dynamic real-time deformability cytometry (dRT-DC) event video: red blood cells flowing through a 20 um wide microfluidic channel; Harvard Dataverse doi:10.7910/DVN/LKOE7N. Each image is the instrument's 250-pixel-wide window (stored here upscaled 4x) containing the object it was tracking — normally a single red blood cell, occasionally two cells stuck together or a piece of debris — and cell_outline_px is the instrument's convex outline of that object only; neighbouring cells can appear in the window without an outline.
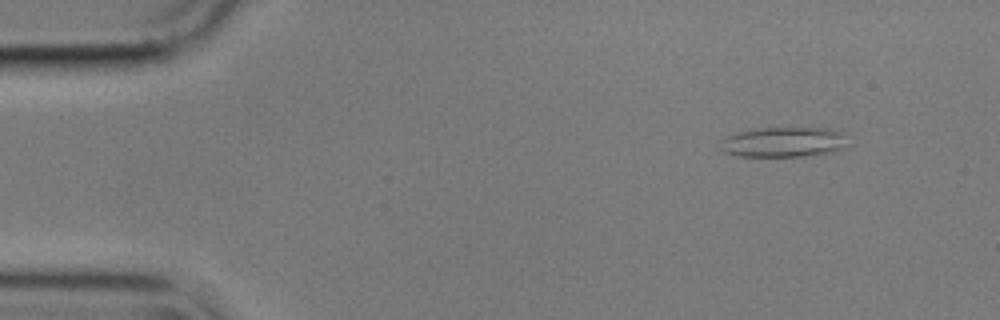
{"species": "common noctule bat (a hibernating species)", "species_latin": "Nyctalus noctula", "temperature_condition": "cold", "stored_images_in_passage": 53, "camera_frame_rate_fps": 3000, "um_per_image_px": 0.085, "animal": {"sex": "male", "body_mass_g": 17.9}, "frame": {"image": 1, "passage_image": 3, "time_ms": 0.667, "image_size_px": [1000, 320], "cell_outline_px": [[844, 132], [840, 148], [832, 152], [804, 156], [736, 156], [720, 152], [716, 148], [716, 144], [720, 140], [736, 132], [760, 128], [828, 128]], "centroid_in_image_um": [66.42, 12.08], "position_along_channel_um": 18.6, "area_um2": 22.37}}
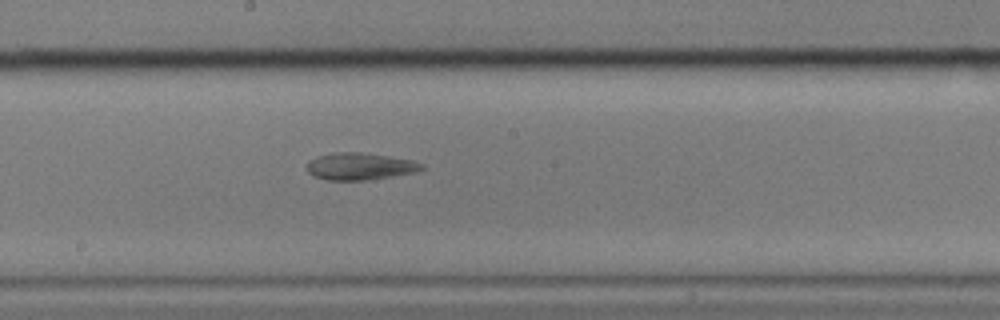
{"frame": {"image": 2, "passage_image": 27, "time_ms": 8.667, "image_size_px": [1000, 320], "cell_outline_px": [[424, 168], [416, 172], [368, 180], [328, 180], [312, 176], [308, 172], [308, 160], [316, 156], [336, 152], [360, 152], [388, 156], [412, 160], [424, 164]], "centroid_in_image_um": [30.58, 14.14], "position_along_channel_um": 217.6, "area_um2": 18.15}}
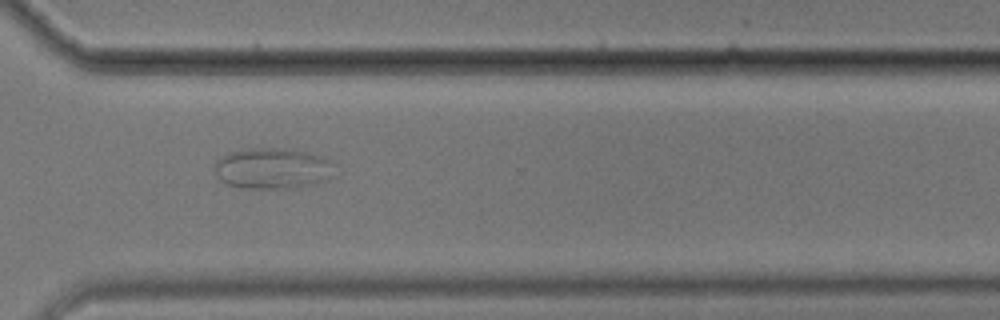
{"frame": {"image": 3, "passage_image": 38, "time_ms": 12.333, "image_size_px": [1000, 320], "cell_outline_px": [[332, 176], [328, 180], [312, 184], [288, 188], [244, 188], [228, 184], [220, 180], [216, 176], [212, 164], [220, 156], [228, 152], [248, 148], [284, 148], [324, 156], [332, 160]], "centroid_in_image_um": [23.12, 14.3], "position_along_channel_um": 347.5, "area_um2": 28.9}}